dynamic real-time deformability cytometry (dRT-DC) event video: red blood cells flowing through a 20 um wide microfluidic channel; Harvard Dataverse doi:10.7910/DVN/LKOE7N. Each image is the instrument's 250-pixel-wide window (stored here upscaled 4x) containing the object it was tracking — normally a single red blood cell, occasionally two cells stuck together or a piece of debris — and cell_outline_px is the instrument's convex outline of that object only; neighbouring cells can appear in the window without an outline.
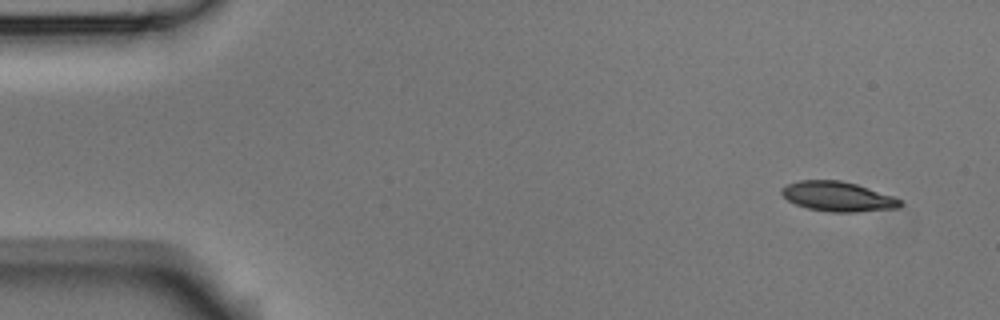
{"species": "Egyptian fruit bat (a non-hibernating species)", "species_latin": "Rousettus aegyptiacus", "temperature_condition": "room temperature", "stored_images_in_passage": 6, "camera_frame_rate_fps": 3000, "um_per_image_px": 0.085, "animal": {"sex": "male"}, "frame": {"image": 1, "passage_image": 1, "time_ms": 0.0, "image_size_px": [1000, 320], "cell_outline_px": [[904, 204], [900, 208], [856, 212], [828, 212], [808, 208], [796, 204], [788, 200], [780, 192], [780, 188], [788, 184], [800, 180], [840, 180], [856, 184], [892, 196], [900, 200]], "centroid_in_image_um": [71.21, 16.71], "position_along_channel_um": 13.8, "area_um2": 20.52}}
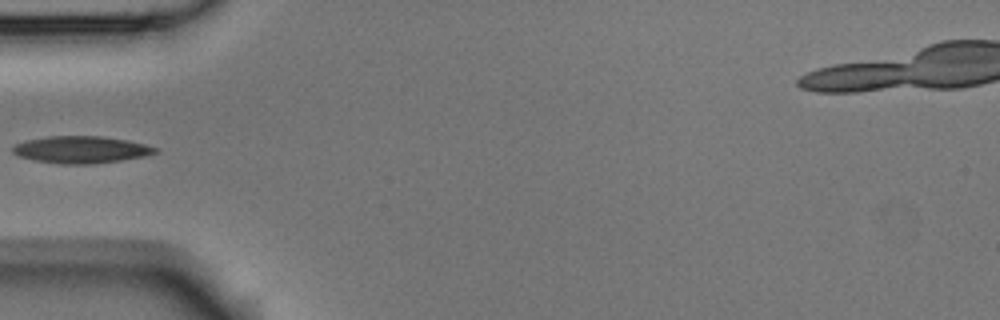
{"frame": {"image": 2, "passage_image": 5, "time_ms": 1.333, "image_size_px": [1000, 320], "cell_outline_px": [[160, 152], [144, 156], [120, 160], [92, 164], [56, 164], [16, 156], [12, 152], [12, 148], [16, 144], [24, 140], [48, 136], [100, 136], [124, 140], [144, 144], [160, 148]], "centroid_in_image_um": [6.87, 12.72], "position_along_channel_um": 78.1, "area_um2": 22.54}}
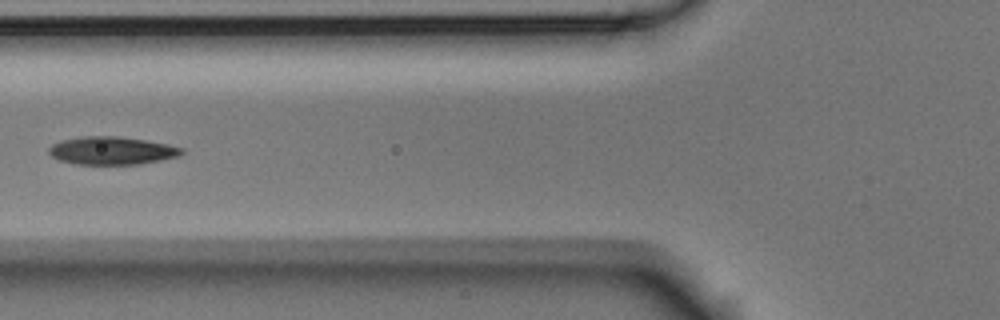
{"frame": {"image": 3, "passage_image": 6, "time_ms": 1.667, "image_size_px": [1000, 320], "cell_outline_px": [[184, 152], [180, 156], [140, 164], [76, 164], [60, 160], [52, 156], [48, 152], [48, 148], [52, 144], [60, 140], [80, 136], [116, 136], [144, 140], [168, 144], [184, 148]], "centroid_in_image_um": [9.5, 12.8], "position_along_channel_um": 116.3, "area_um2": 21.68}}